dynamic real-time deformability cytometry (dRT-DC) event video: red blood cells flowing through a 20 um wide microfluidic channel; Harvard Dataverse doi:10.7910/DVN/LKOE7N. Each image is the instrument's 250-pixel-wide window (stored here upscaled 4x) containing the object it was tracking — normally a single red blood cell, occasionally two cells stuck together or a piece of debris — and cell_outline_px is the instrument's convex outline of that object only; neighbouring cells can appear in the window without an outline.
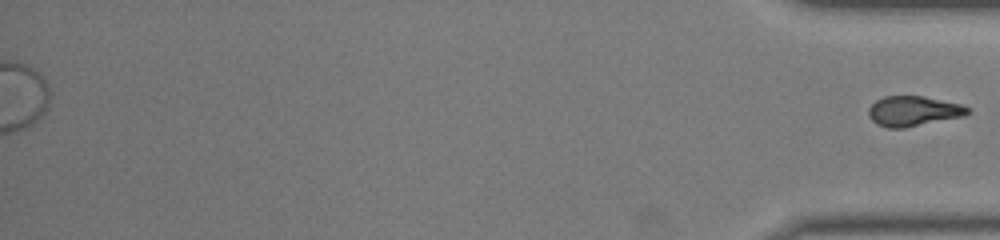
{"species": "common noctule bat (a hibernating species)", "species_latin": "Nyctalus noctula", "temperature_condition": "warm", "stored_images_in_passage": 33, "segment_of_instrument_passage": [2, 2], "camera_frame_rate_fps": 3000, "um_per_image_px": 0.085, "animal": {"sex": "male", "body_mass_g": 19.0, "forearm_length_mm": 50.8}, "frame": {"image": 1, "passage_image": 33, "time_ms": 10.667, "image_size_px": [1000, 240], "cell_outline_px": [[972, 112], [964, 116], [904, 128], [888, 128], [876, 124], [868, 116], [868, 108], [876, 100], [884, 96], [924, 96], [960, 104], [968, 108]], "centroid_in_image_um": [77.62, 9.44], "position_along_channel_um": 357.6, "area_um2": 17.4}}